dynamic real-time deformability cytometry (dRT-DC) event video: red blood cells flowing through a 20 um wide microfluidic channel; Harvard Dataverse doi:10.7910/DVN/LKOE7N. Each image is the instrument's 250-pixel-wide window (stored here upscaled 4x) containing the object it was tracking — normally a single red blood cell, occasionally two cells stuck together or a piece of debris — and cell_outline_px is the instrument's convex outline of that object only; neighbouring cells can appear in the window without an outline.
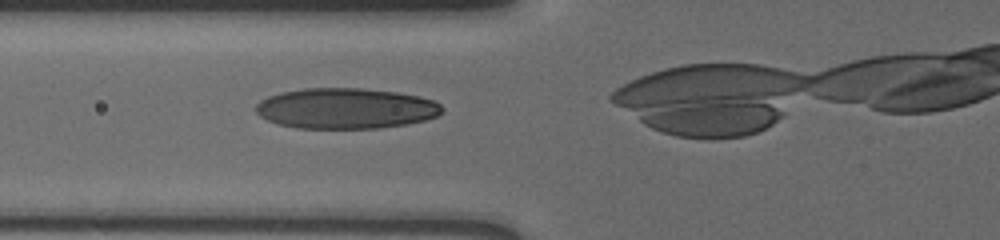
{"species": "human", "species_latin": "Homo sapiens", "temperature_condition": "cold", "stored_images_in_passage": 11, "camera_frame_rate_fps": 3000, "um_per_image_px": 0.085, "donor": {"sex": "male"}, "frame": {"image": 1, "passage_image": 2, "time_ms": 0.333, "image_size_px": [1000, 240], "cell_outline_px": [[440, 112], [436, 116], [424, 120], [404, 124], [380, 128], [296, 128], [280, 124], [268, 120], [260, 116], [256, 112], [256, 104], [260, 100], [268, 96], [280, 92], [304, 88], [360, 88], [396, 92], [420, 96], [432, 100], [440, 104]], "centroid_in_image_um": [29.34, 9.21], "position_along_channel_um": 96.5, "area_um2": 43.87}}
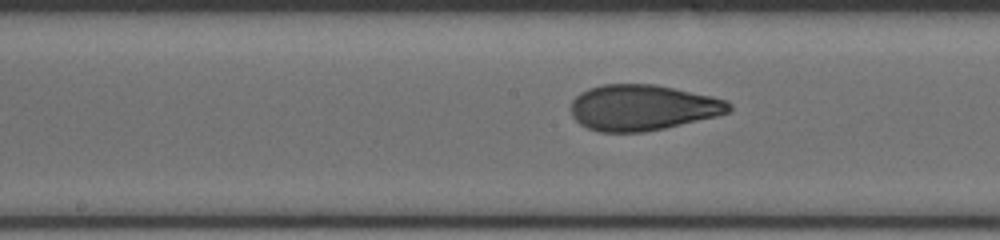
{"frame": {"image": 2, "passage_image": 8, "time_ms": 2.333, "image_size_px": [1000, 240], "cell_outline_px": [[732, 108], [728, 112], [716, 116], [664, 128], [644, 132], [600, 132], [588, 128], [580, 124], [572, 116], [572, 100], [580, 92], [588, 88], [600, 84], [652, 84], [712, 96], [728, 100], [732, 104]], "centroid_in_image_um": [54.6, 9.14], "position_along_channel_um": 193.6, "area_um2": 42.08}}